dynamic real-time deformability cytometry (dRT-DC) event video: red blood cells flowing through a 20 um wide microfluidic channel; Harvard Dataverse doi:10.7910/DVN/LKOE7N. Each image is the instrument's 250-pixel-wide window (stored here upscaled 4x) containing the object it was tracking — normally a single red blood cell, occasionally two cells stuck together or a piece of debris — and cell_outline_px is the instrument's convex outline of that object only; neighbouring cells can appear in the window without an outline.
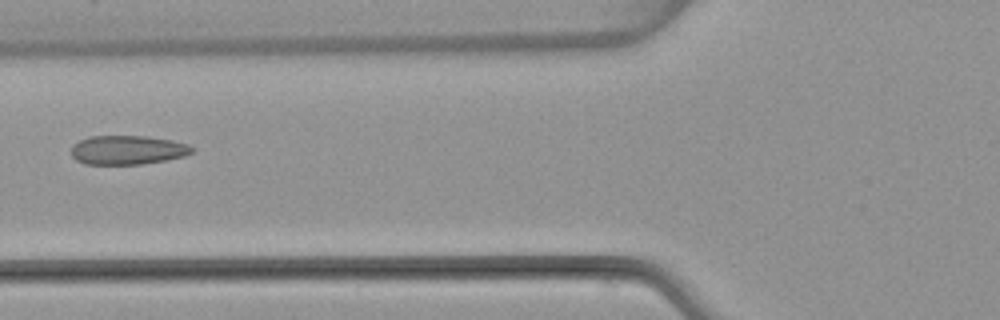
{"species": "common noctule bat (a hibernating species)", "species_latin": "Nyctalus noctula", "temperature_condition": "warm", "stored_images_in_passage": 6, "camera_frame_rate_fps": 3000, "um_per_image_px": 0.085, "animal": {"sex": "female", "body_mass_g": 22.7, "forearm_length_mm": 54.2}, "frame": {"image": 1, "passage_image": 5, "time_ms": 5.0, "image_size_px": [1000, 320], "cell_outline_px": [[196, 148], [192, 152], [184, 156], [164, 160], [140, 164], [84, 164], [76, 160], [72, 156], [72, 144], [88, 136], [148, 136], [172, 140], [188, 144]], "centroid_in_image_um": [10.84, 12.74], "position_along_channel_um": 115.0, "area_um2": 20.52}}
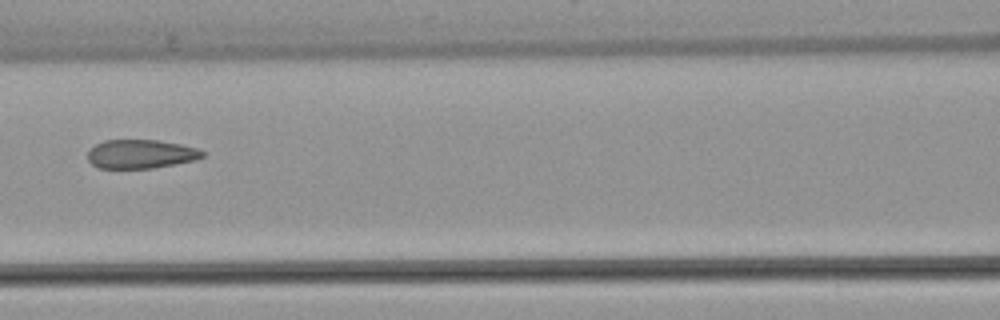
{"frame": {"image": 2, "passage_image": 6, "time_ms": 6.0, "image_size_px": [1000, 320], "cell_outline_px": [[204, 156], [196, 160], [152, 168], [96, 168], [88, 160], [88, 152], [96, 144], [104, 140], [156, 140], [180, 144], [196, 148], [204, 152]], "centroid_in_image_um": [11.95, 13.09], "position_along_channel_um": 154.6, "area_um2": 19.19}}